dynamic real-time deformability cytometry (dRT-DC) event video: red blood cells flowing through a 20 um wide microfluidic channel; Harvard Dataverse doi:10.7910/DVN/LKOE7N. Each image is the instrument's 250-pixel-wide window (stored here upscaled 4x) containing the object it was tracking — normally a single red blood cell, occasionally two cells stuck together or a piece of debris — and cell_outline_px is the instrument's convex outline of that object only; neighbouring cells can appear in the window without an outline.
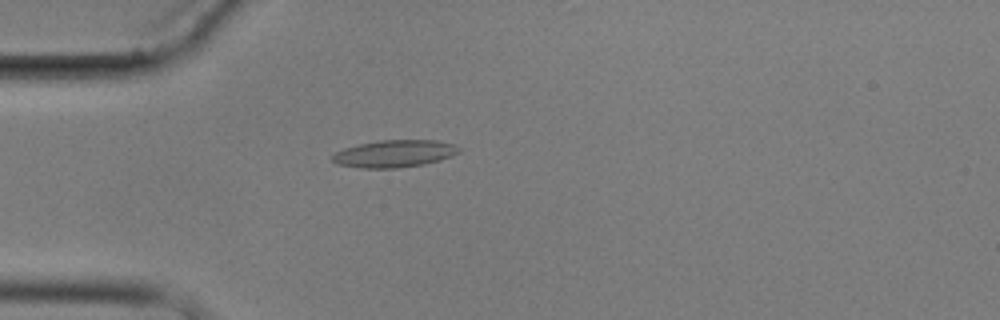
{"species": "common noctule bat (a hibernating species)", "species_latin": "Nyctalus noctula", "temperature_condition": "cold", "stored_images_in_passage": 1, "camera_frame_rate_fps": 3000, "um_per_image_px": 0.085, "animal": {"sex": "male", "body_mass_g": 17.9}, "frame": {"image": 1, "passage_image": 1, "time_ms": 0.0, "image_size_px": [1000, 320], "cell_outline_px": [[460, 152], [452, 156], [440, 160], [424, 164], [400, 168], [360, 168], [336, 164], [332, 160], [332, 156], [336, 152], [344, 148], [360, 144], [380, 140], [436, 140], [456, 144], [460, 148]], "centroid_in_image_um": [33.55, 13.06], "position_along_channel_um": 51.4, "area_um2": 20.23}}